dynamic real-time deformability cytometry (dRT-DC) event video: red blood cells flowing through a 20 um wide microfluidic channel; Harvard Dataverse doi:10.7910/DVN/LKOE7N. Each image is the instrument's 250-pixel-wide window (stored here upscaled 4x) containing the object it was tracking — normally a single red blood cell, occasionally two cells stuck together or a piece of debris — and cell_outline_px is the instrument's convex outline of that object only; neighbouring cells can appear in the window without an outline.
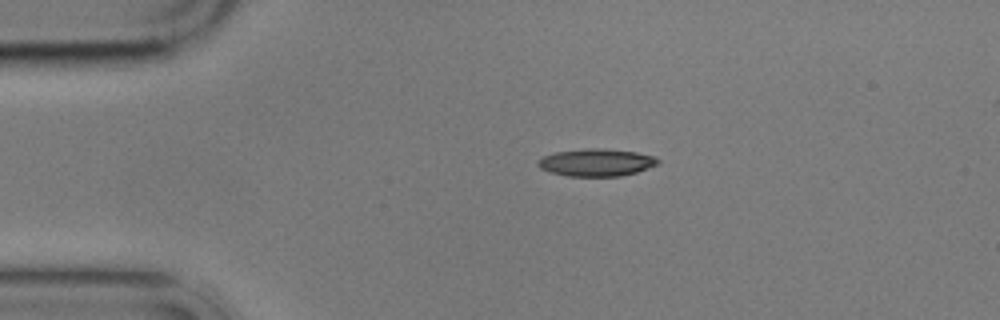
{"species": "common noctule bat (a hibernating species)", "species_latin": "Nyctalus noctula", "temperature_condition": "cold", "stored_images_in_passage": 9, "camera_frame_rate_fps": 3000, "um_per_image_px": 0.085, "animal": {"sex": "male", "body_mass_g": 17.9}, "frame": {"image": 1, "passage_image": 1, "time_ms": 0.0, "image_size_px": [1000, 320], "cell_outline_px": [[660, 164], [636, 172], [620, 176], [568, 176], [552, 172], [540, 168], [536, 164], [536, 160], [544, 156], [556, 152], [588, 148], [604, 148], [636, 152], [656, 156], [660, 160]], "centroid_in_image_um": [50.72, 13.8], "position_along_channel_um": 34.3, "area_um2": 19.25}}
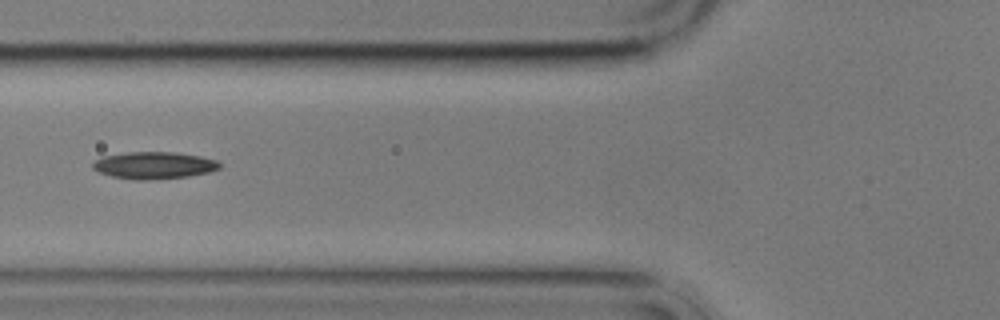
{"frame": {"image": 2, "passage_image": 4, "time_ms": 3.333, "image_size_px": [1000, 320], "cell_outline_px": [[220, 168], [208, 172], [188, 176], [148, 180], [136, 180], [112, 176], [100, 172], [92, 168], [92, 164], [96, 160], [104, 156], [128, 152], [176, 152], [200, 156], [216, 160], [220, 164]], "centroid_in_image_um": [13.09, 14.05], "position_along_channel_um": 112.7, "area_um2": 19.83}}
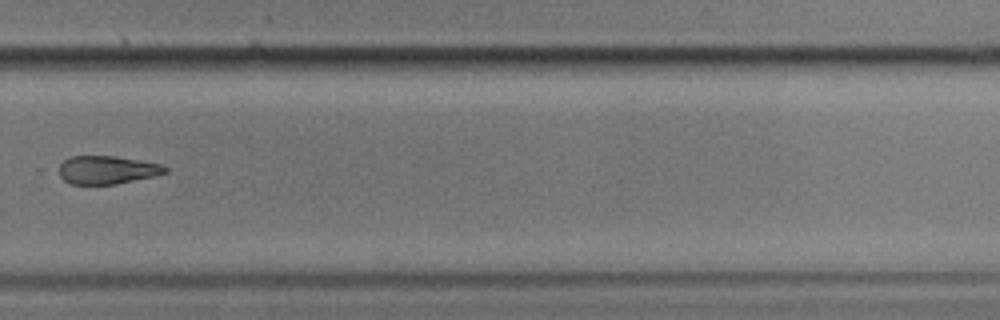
{"frame": {"image": 3, "passage_image": 9, "time_ms": 9.333, "image_size_px": [1000, 320], "cell_outline_px": [[168, 172], [152, 176], [116, 184], [72, 184], [64, 180], [60, 176], [60, 164], [64, 160], [72, 156], [116, 156], [160, 164], [168, 168]], "centroid_in_image_um": [9.09, 14.44], "position_along_channel_um": 320.7, "area_um2": 17.22}}